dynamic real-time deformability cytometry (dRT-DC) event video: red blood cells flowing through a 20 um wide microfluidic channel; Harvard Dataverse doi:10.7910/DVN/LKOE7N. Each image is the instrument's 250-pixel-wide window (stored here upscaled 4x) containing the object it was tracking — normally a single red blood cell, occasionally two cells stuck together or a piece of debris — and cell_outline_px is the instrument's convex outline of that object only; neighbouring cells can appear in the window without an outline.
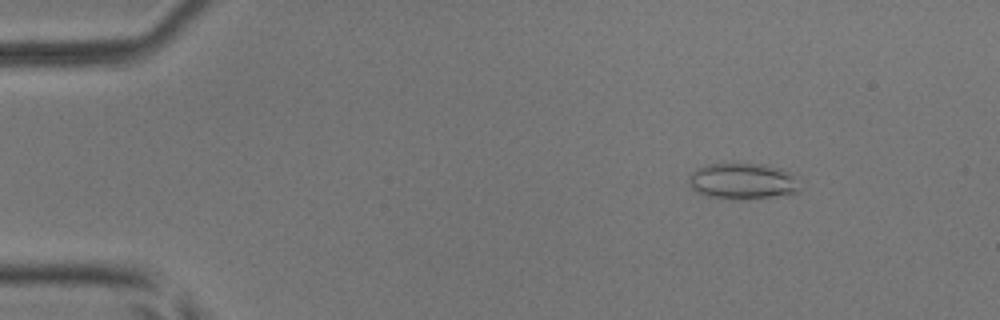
{"species": "common noctule bat (a hibernating species)", "species_latin": "Nyctalus noctula", "temperature_condition": "room temperature", "stored_images_in_passage": 38, "camera_frame_rate_fps": 3000, "um_per_image_px": 0.085, "animal": {"sex": "male", "body_mass_g": 17.9, "forearm_length_mm": 54.2}, "frame": {"image": 1, "passage_image": 8, "time_ms": 2.333, "image_size_px": [1000, 320], "cell_outline_px": [[800, 192], [792, 196], [740, 200], [708, 196], [696, 192], [692, 188], [688, 180], [688, 176], [696, 168], [708, 164], [768, 164], [780, 168], [788, 172], [792, 176], [800, 188]], "centroid_in_image_um": [63.16, 15.43], "position_along_channel_um": 21.8, "area_um2": 23.81}}
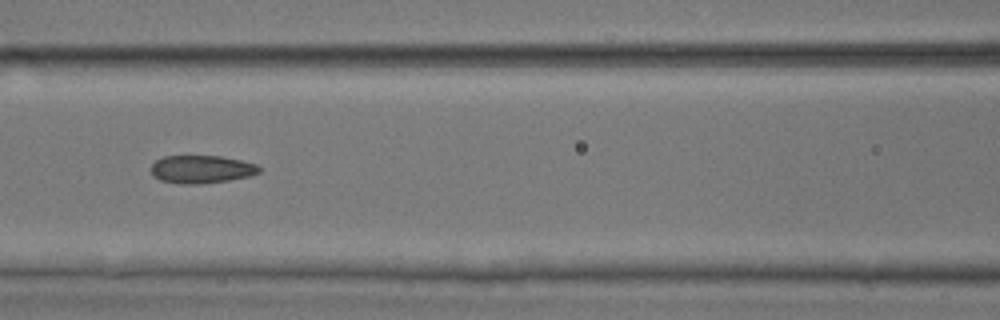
{"frame": {"image": 2, "passage_image": 25, "time_ms": 8.0, "image_size_px": [1000, 320], "cell_outline_px": [[260, 172], [252, 176], [228, 180], [200, 184], [184, 184], [160, 180], [152, 176], [152, 164], [156, 160], [164, 156], [220, 156], [240, 160], [256, 164], [260, 168]], "centroid_in_image_um": [17.13, 14.39], "position_along_channel_um": 149.5, "area_um2": 17.57}}
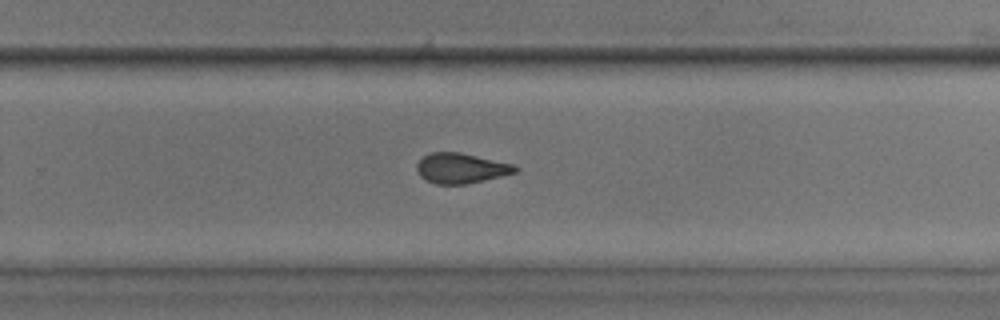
{"frame": {"image": 3, "passage_image": 36, "time_ms": 11.667, "image_size_px": [1000, 320], "cell_outline_px": [[520, 168], [516, 172], [484, 180], [464, 184], [436, 184], [424, 180], [420, 176], [416, 168], [416, 164], [424, 156], [432, 152], [460, 152], [512, 164]], "centroid_in_image_um": [39.15, 14.3], "position_along_channel_um": 290.6, "area_um2": 17.17}}